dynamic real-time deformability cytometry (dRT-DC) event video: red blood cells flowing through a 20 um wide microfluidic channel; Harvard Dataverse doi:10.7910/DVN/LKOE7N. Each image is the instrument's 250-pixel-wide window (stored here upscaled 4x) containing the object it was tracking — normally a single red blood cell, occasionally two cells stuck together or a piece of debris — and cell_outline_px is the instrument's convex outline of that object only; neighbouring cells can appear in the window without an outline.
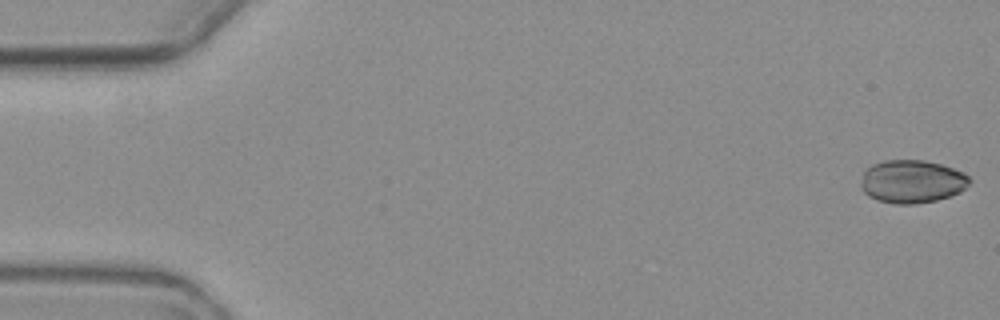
{"species": "common noctule bat (a hibernating species)", "species_latin": "Nyctalus noctula", "temperature_condition": "warm", "stored_images_in_passage": 6, "camera_frame_rate_fps": 3000, "um_per_image_px": 0.085, "animal": {"sex": "female", "body_mass_g": 19.3, "forearm_length_mm": 54.1}, "frame": {"image": 1, "passage_image": 1, "time_ms": 0.0, "image_size_px": [1000, 320], "cell_outline_px": [[972, 180], [960, 192], [936, 200], [916, 204], [892, 204], [876, 200], [868, 196], [860, 188], [860, 184], [864, 172], [872, 164], [884, 160], [924, 160], [940, 164], [964, 172]], "centroid_in_image_um": [77.49, 15.43], "position_along_channel_um": 7.5, "area_um2": 27.4}}
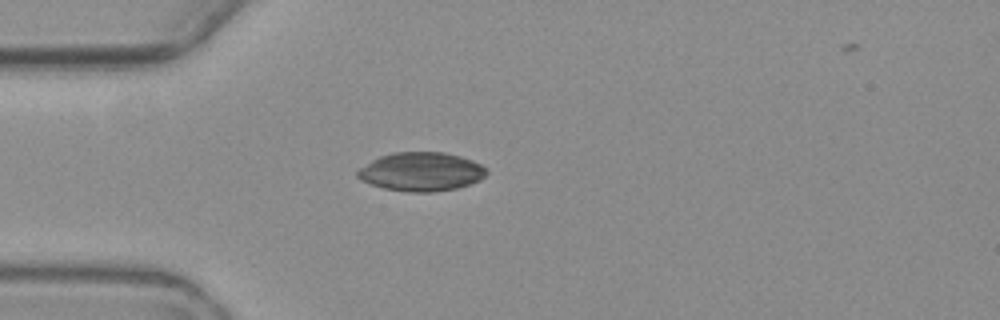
{"frame": {"image": 2, "passage_image": 5, "time_ms": 5.0, "image_size_px": [1000, 320], "cell_outline_px": [[488, 172], [480, 180], [456, 188], [432, 192], [408, 192], [384, 188], [368, 184], [360, 180], [356, 176], [356, 168], [380, 156], [392, 152], [444, 152], [460, 156], [472, 160], [488, 168]], "centroid_in_image_um": [35.76, 14.59], "position_along_channel_um": 49.2, "area_um2": 29.42}}